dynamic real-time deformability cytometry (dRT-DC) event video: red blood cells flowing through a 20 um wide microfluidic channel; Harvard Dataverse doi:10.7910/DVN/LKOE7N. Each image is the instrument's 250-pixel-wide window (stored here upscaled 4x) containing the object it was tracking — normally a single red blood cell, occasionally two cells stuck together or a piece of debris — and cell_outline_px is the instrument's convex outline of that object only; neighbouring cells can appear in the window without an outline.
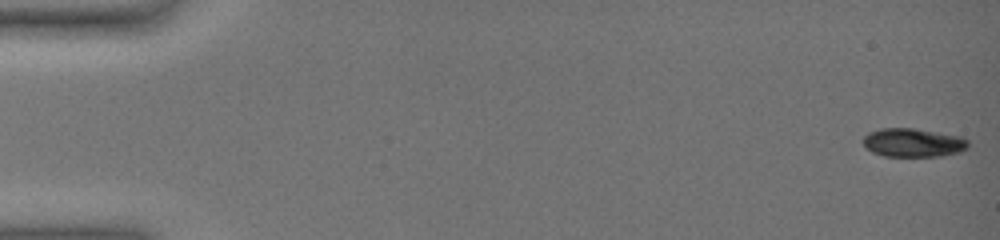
{"species": "common noctule bat (a hibernating species)", "species_latin": "Nyctalus noctula", "temperature_condition": "warm", "stored_images_in_passage": 56, "camera_frame_rate_fps": 3000, "um_per_image_px": 0.085, "animal": {"sex": "female", "body_mass_g": 19.0, "forearm_length_mm": 51.5}, "frame": {"image": 1, "passage_image": 1, "time_ms": 0.0, "image_size_px": [1000, 240], "cell_outline_px": [[968, 148], [960, 152], [940, 156], [884, 156], [872, 152], [864, 148], [864, 136], [868, 132], [880, 128], [912, 128], [960, 136], [968, 140]], "centroid_in_image_um": [77.6, 12.13], "position_along_channel_um": 7.4, "area_um2": 17.57}}
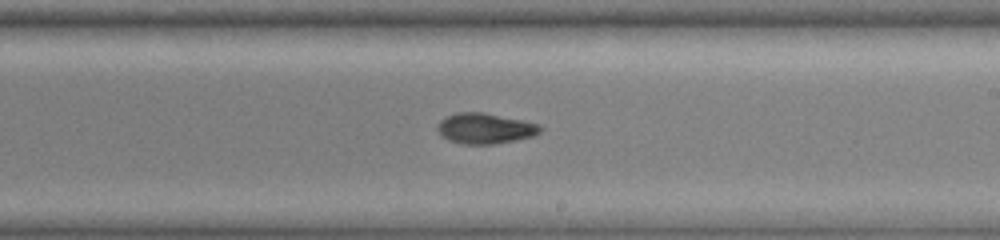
{"frame": {"image": 2, "passage_image": 36, "time_ms": 11.667, "image_size_px": [1000, 240], "cell_outline_px": [[544, 128], [540, 132], [532, 136], [516, 140], [492, 144], [464, 144], [448, 140], [440, 136], [436, 128], [440, 120], [444, 116], [456, 112], [484, 112], [524, 120], [540, 124]], "centroid_in_image_um": [41.21, 10.9], "position_along_channel_um": 247.8, "area_um2": 18.61}}
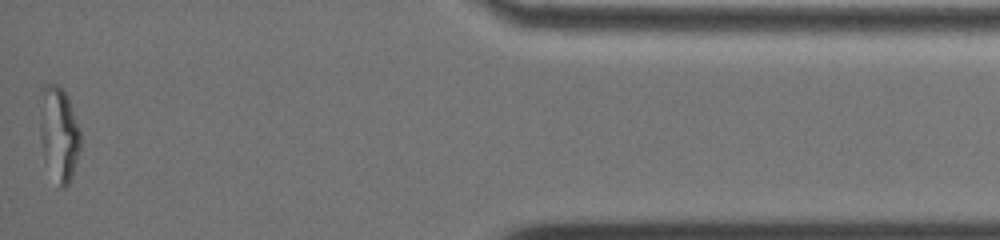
{"frame": {"image": 3, "passage_image": 56, "time_ms": 18.333, "image_size_px": [1000, 240], "cell_outline_px": [[80, 148], [72, 176], [68, 184], [64, 188], [60, 188], [44, 156], [40, 136], [40, 88], [44, 84], [56, 84], [68, 96], [80, 128]], "centroid_in_image_um": [5.01, 11.3], "position_along_channel_um": 430.2, "area_um2": 22.2}, "authors_computed_cell_mechanics": {"area_um2": 18.6116, "velocity_mm_per_s": 3.5024, "shape_relaxation_time_tau1_ms": null, "shape_relaxation_time_tau2_ms": 5.5445, "deformation_change_tau1": null, "deformation_change_tau2": 0.0856}}